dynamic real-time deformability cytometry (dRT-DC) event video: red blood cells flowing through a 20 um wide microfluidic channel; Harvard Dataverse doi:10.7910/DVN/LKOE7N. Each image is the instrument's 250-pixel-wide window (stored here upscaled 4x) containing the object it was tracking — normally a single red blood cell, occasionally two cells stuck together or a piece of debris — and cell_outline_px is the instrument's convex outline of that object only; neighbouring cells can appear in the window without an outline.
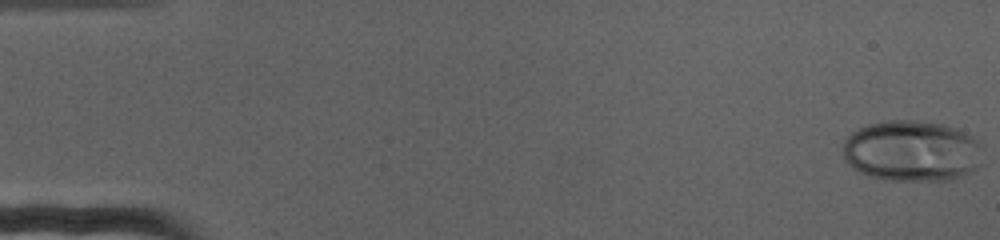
{"species": "human", "species_latin": "Homo sapiens", "temperature_condition": "cold", "stored_images_in_passage": 74, "camera_frame_rate_fps": 3000, "um_per_image_px": 0.085, "donor": {"sex": "female"}, "frame": {"image": 1, "passage_image": 1, "time_ms": 0.0, "image_size_px": [1000, 240], "cell_outline_px": [[984, 148], [980, 164], [972, 172], [964, 176], [948, 180], [888, 180], [868, 176], [860, 172], [848, 164], [844, 160], [844, 140], [852, 132], [868, 124], [888, 120], [924, 120], [944, 124], [956, 128], [980, 140]], "centroid_in_image_um": [77.56, 12.82], "position_along_channel_um": 7.4, "area_um2": 50.46}}
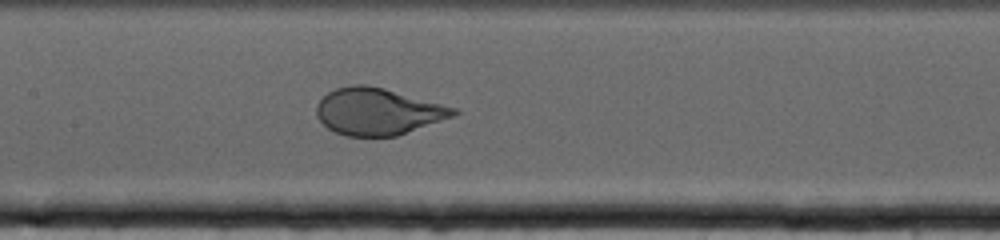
{"frame": {"image": 2, "passage_image": 36, "time_ms": 11.667, "image_size_px": [1000, 240], "cell_outline_px": [[460, 112], [452, 116], [396, 136], [344, 136], [328, 128], [316, 116], [316, 104], [328, 92], [336, 88], [356, 84], [368, 84], [384, 88], [456, 108]], "centroid_in_image_um": [32.07, 9.47], "position_along_channel_um": 175.3, "area_um2": 36.99}}
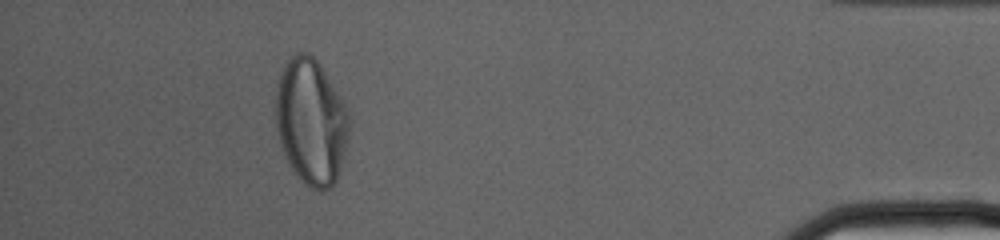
{"frame": {"image": 3, "passage_image": 67, "time_ms": 22.0, "image_size_px": [1000, 240], "cell_outline_px": [[352, 120], [344, 156], [336, 180], [332, 188], [320, 192], [304, 184], [296, 176], [280, 144], [276, 124], [276, 84], [284, 64], [296, 52], [308, 52], [320, 64], [344, 100]], "centroid_in_image_um": [26.47, 10.34], "position_along_channel_um": 408.7, "area_um2": 54.56}}